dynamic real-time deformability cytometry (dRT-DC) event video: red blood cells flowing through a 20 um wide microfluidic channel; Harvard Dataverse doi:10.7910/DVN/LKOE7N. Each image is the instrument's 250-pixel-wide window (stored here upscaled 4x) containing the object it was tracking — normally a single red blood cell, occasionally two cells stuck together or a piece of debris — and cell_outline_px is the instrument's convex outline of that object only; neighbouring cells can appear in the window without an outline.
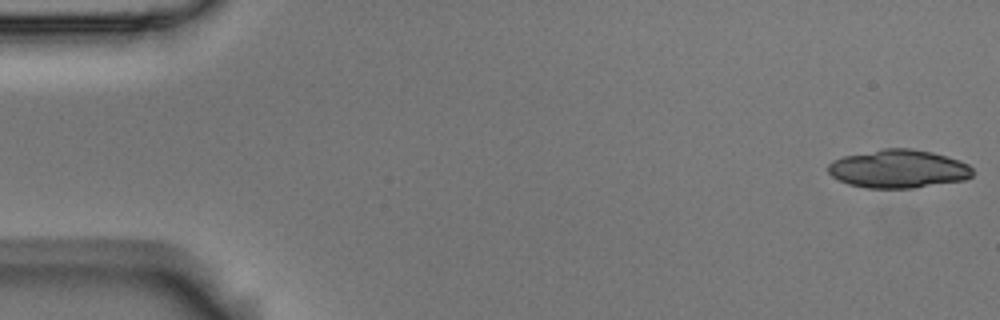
{"species": "Egyptian fruit bat (a non-hibernating species)", "species_latin": "Rousettus aegyptiacus", "temperature_condition": "room temperature", "stored_images_in_passage": 27, "segment_of_instrument_passage": [1, 2], "camera_frame_rate_fps": 3000, "um_per_image_px": 0.085, "animal": {"sex": "male"}, "frame": {"image": 1, "passage_image": 1, "time_ms": 0.0, "image_size_px": [1000, 320], "cell_outline_px": [[972, 176], [964, 180], [912, 188], [868, 188], [848, 184], [832, 176], [828, 172], [828, 164], [832, 160], [844, 156], [884, 148], [912, 148], [932, 152], [948, 156], [960, 160], [968, 164], [972, 168]], "centroid_in_image_um": [76.37, 14.34], "position_along_channel_um": 8.6, "area_um2": 32.31}}